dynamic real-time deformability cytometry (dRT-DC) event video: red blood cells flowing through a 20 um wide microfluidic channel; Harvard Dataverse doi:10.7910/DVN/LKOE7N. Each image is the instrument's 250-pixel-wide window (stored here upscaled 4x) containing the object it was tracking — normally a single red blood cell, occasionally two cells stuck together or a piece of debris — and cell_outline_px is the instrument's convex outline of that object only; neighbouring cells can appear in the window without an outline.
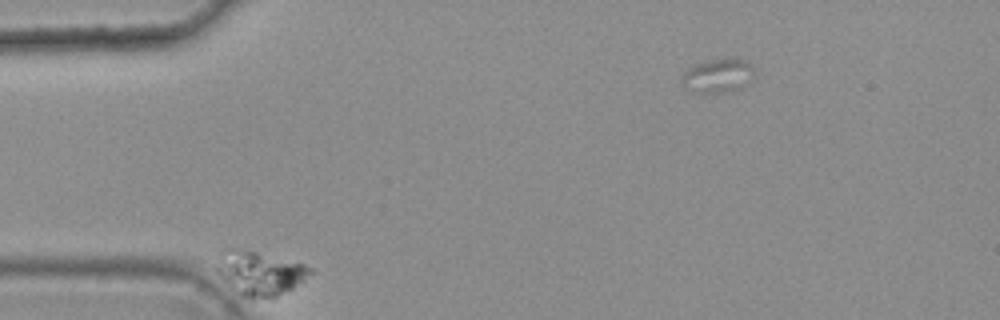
{"species": "common noctule bat (a hibernating species)", "species_latin": "Nyctalus noctula", "temperature_condition": "warm", "stored_images_in_passage": 8, "segment_of_instrument_passage": [1, 2], "camera_frame_rate_fps": 3000, "um_per_image_px": 0.085, "animal": {"sex": "female", "body_mass_g": 25.1}, "frame": {"image": 1, "passage_image": 6, "time_ms": 1.667, "image_size_px": [1000, 320], "cell_outline_px": [[312, 272], [292, 288], [272, 300], [252, 300], [240, 296], [216, 272], [216, 268], [220, 252], [224, 248], [232, 248], [256, 252], [304, 264], [312, 268]], "centroid_in_image_um": [22.04, 23.26], "position_along_channel_um": 63.0, "area_um2": 24.1}}